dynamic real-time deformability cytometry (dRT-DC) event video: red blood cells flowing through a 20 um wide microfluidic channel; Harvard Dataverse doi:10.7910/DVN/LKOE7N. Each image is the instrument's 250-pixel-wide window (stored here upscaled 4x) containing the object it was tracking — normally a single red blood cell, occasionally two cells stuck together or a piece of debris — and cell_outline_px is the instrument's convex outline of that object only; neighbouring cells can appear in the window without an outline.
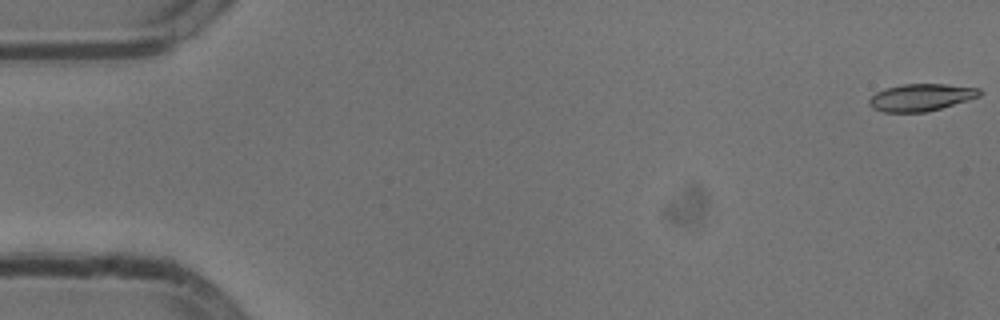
{"species": "common noctule bat (a hibernating species)", "species_latin": "Nyctalus noctula", "temperature_condition": "cold", "stored_images_in_passage": 49, "camera_frame_rate_fps": 3000, "um_per_image_px": 0.085, "animal": {"sex": "male", "body_mass_g": 13.3}, "frame": {"image": 1, "passage_image": 1, "time_ms": 0.0, "image_size_px": [1000, 320], "cell_outline_px": [[984, 92], [980, 96], [968, 100], [940, 108], [924, 112], [884, 112], [872, 108], [868, 104], [868, 100], [876, 92], [884, 88], [904, 84], [948, 84], [980, 88]], "centroid_in_image_um": [78.29, 8.27], "position_along_channel_um": 6.7, "area_um2": 17.57}}
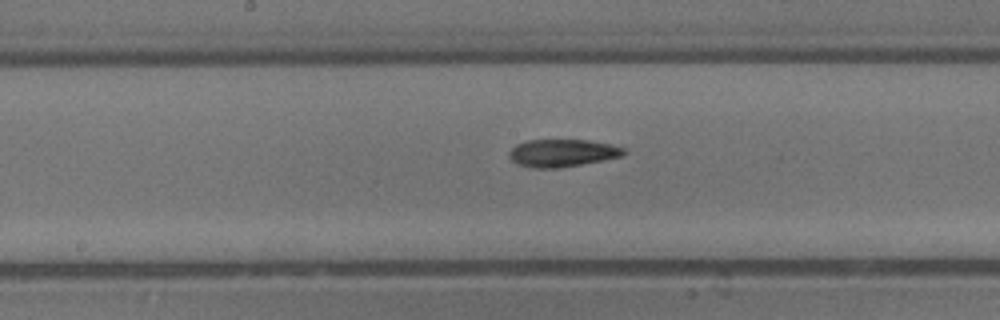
{"frame": {"image": 2, "passage_image": 28, "time_ms": 9.0, "image_size_px": [1000, 320], "cell_outline_px": [[628, 152], [624, 156], [604, 160], [560, 168], [532, 168], [516, 164], [508, 156], [508, 152], [516, 144], [528, 140], [588, 140], [612, 144], [628, 148]], "centroid_in_image_um": [47.85, 13.0], "position_along_channel_um": 200.4, "area_um2": 18.79}}
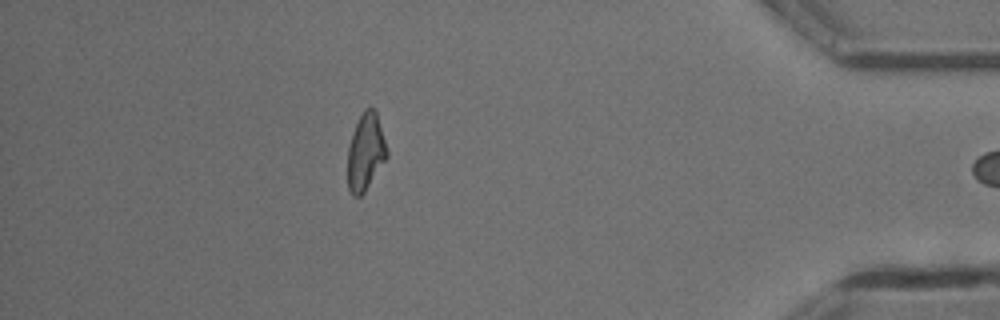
{"frame": {"image": 3, "passage_image": 48, "time_ms": 15.667, "image_size_px": [1000, 320], "cell_outline_px": [[388, 156], [364, 192], [360, 196], [352, 196], [348, 188], [348, 144], [352, 132], [364, 108], [376, 108], [388, 152]], "centroid_in_image_um": [31.07, 12.89], "position_along_channel_um": 404.1, "area_um2": 17.63}}